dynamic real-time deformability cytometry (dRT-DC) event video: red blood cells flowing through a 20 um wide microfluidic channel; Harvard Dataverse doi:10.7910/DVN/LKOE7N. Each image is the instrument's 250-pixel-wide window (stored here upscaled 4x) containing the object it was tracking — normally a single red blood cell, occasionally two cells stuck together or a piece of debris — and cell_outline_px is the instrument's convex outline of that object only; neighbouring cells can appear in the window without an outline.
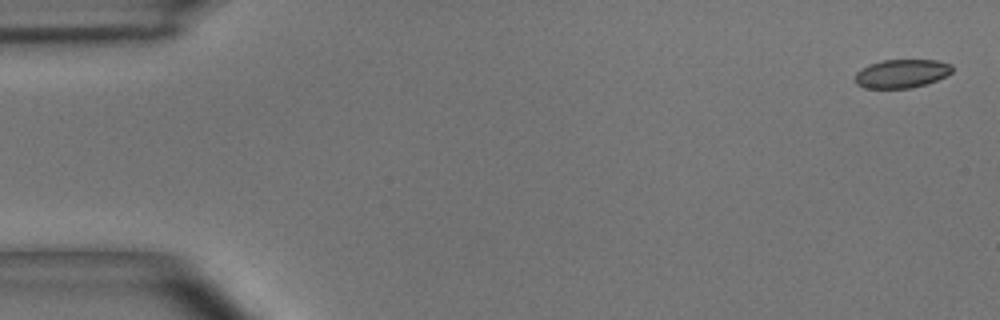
{"species": "common noctule bat (a hibernating species)", "species_latin": "Nyctalus noctula", "temperature_condition": "room temperature", "stored_images_in_passage": 4, "camera_frame_rate_fps": 3000, "um_per_image_px": 0.085, "animal": {"sex": "male", "body_mass_g": 15.6}, "frame": {"image": 1, "passage_image": 1, "time_ms": 0.0, "image_size_px": [1000, 320], "cell_outline_px": [[952, 72], [936, 80], [912, 88], [864, 88], [856, 84], [856, 72], [860, 68], [868, 64], [884, 60], [936, 60], [952, 64]], "centroid_in_image_um": [76.61, 6.25], "position_along_channel_um": 8.4, "area_um2": 16.13}}
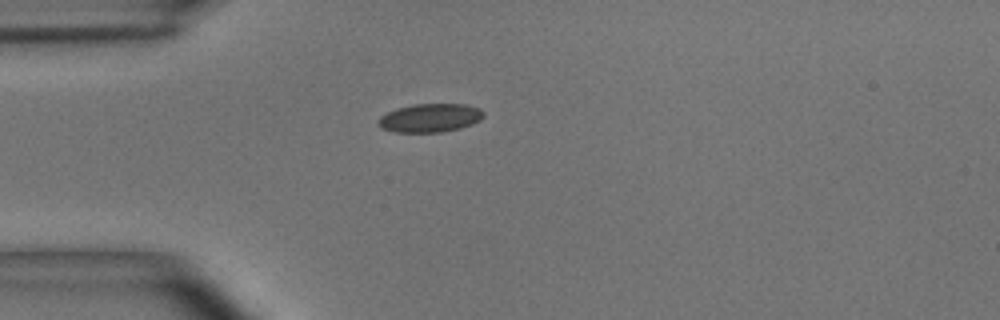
{"frame": {"image": 2, "passage_image": 4, "time_ms": 1.0, "image_size_px": [1000, 320], "cell_outline_px": [[484, 116], [480, 120], [472, 124], [460, 128], [440, 132], [396, 132], [380, 128], [376, 120], [380, 116], [396, 108], [412, 104], [464, 104], [480, 108], [484, 112]], "centroid_in_image_um": [36.54, 10.02], "position_along_channel_um": 48.5, "area_um2": 17.63}}